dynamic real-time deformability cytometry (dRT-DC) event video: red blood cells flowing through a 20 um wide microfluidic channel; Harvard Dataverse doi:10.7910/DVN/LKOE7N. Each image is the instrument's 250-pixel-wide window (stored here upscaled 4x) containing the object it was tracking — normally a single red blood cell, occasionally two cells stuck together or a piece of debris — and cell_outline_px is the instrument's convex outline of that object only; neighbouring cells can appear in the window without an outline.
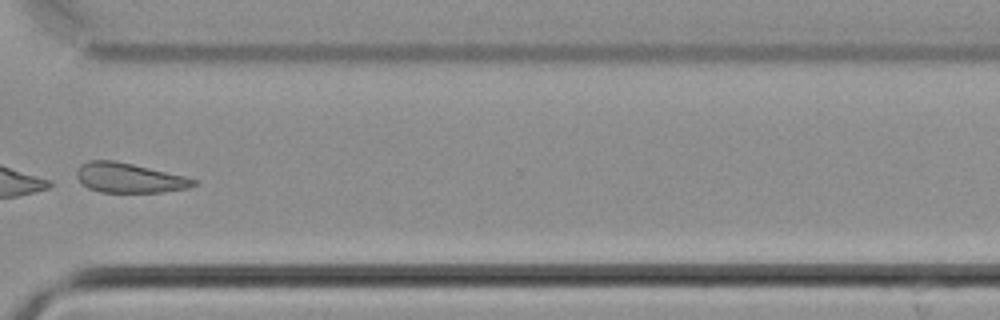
{"species": "common noctule bat (a hibernating species)", "species_latin": "Nyctalus noctula", "temperature_condition": "cold", "stored_images_in_passage": 36, "camera_frame_rate_fps": 3000, "um_per_image_px": 0.085, "animal": {"sex": "male", "body_mass_g": 21.5, "forearm_length_mm": 52.0}, "frame": {"image": 1, "passage_image": 31, "time_ms": 10.0, "image_size_px": [1000, 320], "cell_outline_px": [[200, 180], [196, 184], [188, 188], [160, 192], [100, 192], [88, 188], [76, 176], [76, 172], [80, 164], [88, 160], [112, 160], [132, 164], [184, 176]], "centroid_in_image_um": [10.97, 15.12], "position_along_channel_um": 359.6, "area_um2": 20.11}}